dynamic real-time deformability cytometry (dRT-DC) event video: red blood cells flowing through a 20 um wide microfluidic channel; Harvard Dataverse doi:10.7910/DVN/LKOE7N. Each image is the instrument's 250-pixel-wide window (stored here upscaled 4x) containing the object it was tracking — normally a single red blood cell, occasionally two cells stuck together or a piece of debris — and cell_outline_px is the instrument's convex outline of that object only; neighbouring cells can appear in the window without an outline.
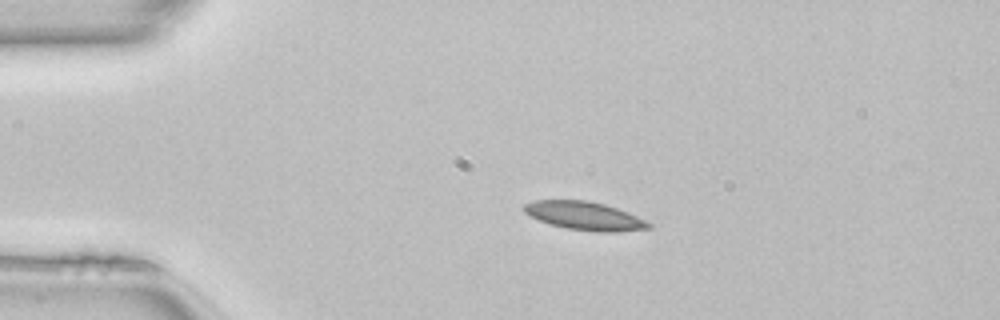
{"species": "common noctule bat (a hibernating species)", "species_latin": "Nyctalus noctula", "temperature_condition": "room temperature", "stored_images_in_passage": 40, "camera_frame_rate_fps": 3000, "um_per_image_px": 0.085, "animal": {"sex": "female", "body_mass_g": 22.7, "forearm_length_mm": 54.2}, "frame": {"image": 1, "passage_image": 1, "time_ms": 0.0, "image_size_px": [1000, 320], "cell_outline_px": [[652, 228], [616, 232], [600, 232], [568, 228], [552, 224], [528, 216], [520, 208], [524, 204], [536, 200], [588, 200], [604, 204], [628, 212], [652, 224]], "centroid_in_image_um": [49.67, 18.34], "position_along_channel_um": 35.3, "area_um2": 20.52}}
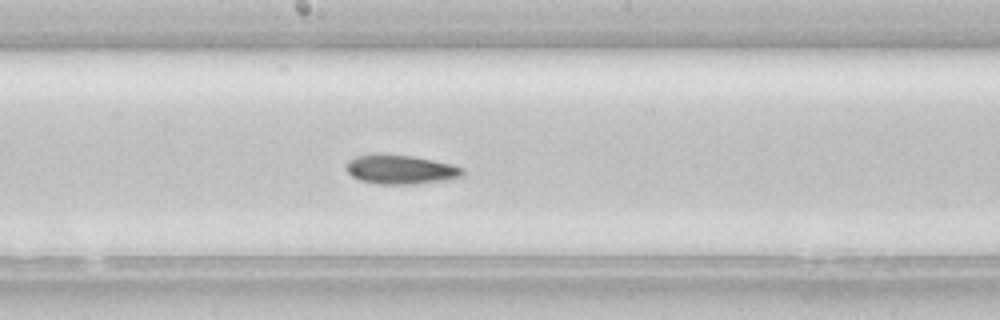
{"frame": {"image": 2, "passage_image": 17, "time_ms": 5.333, "image_size_px": [1000, 320], "cell_outline_px": [[464, 176], [452, 180], [416, 184], [380, 184], [360, 180], [352, 176], [344, 168], [344, 164], [348, 160], [356, 156], [412, 156], [452, 164], [464, 168]], "centroid_in_image_um": [34.12, 14.45], "position_along_channel_um": 214.1, "area_um2": 19.59}}
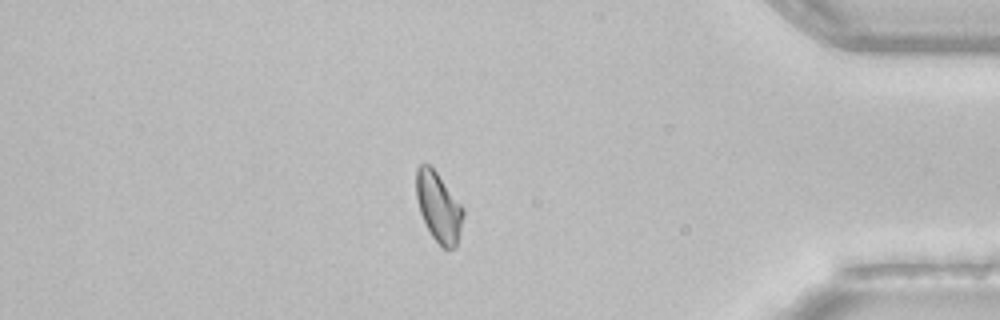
{"frame": {"image": 3, "passage_image": 33, "time_ms": 10.667, "image_size_px": [1000, 320], "cell_outline_px": [[464, 216], [456, 248], [444, 248], [432, 236], [420, 212], [416, 196], [416, 168], [420, 164], [428, 164], [436, 172], [464, 208]], "centroid_in_image_um": [37.29, 17.6], "position_along_channel_um": 397.9, "area_um2": 18.79}}